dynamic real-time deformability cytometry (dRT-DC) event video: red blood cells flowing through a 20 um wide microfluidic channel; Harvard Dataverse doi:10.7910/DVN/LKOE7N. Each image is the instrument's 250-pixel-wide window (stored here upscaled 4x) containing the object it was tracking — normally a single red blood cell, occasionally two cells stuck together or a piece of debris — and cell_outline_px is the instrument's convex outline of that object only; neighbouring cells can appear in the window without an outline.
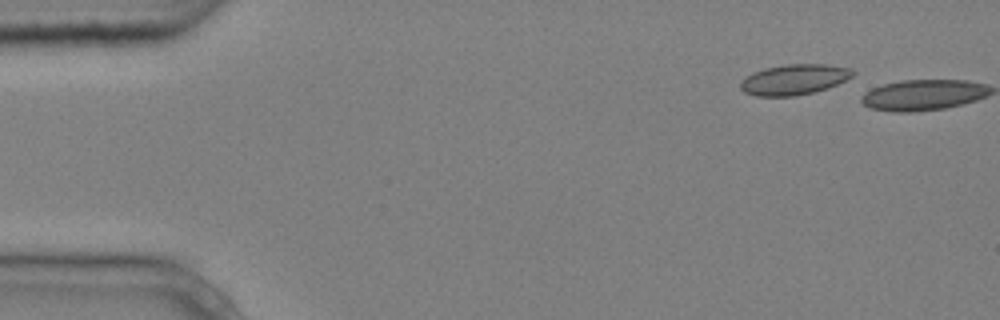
{"species": "common noctule bat (a hibernating species)", "species_latin": "Nyctalus noctula", "temperature_condition": "cold", "stored_images_in_passage": 2, "camera_frame_rate_fps": 3000, "um_per_image_px": 0.085, "animal": {"sex": "male", "body_mass_g": 20.4}, "frame": {"image": 1, "passage_image": 1, "time_ms": 0.0, "image_size_px": [1000, 320], "cell_outline_px": [[856, 72], [852, 76], [828, 88], [796, 96], [756, 96], [744, 92], [740, 88], [740, 80], [752, 72], [764, 68], [784, 64], [824, 64], [852, 68]], "centroid_in_image_um": [67.47, 6.75], "position_along_channel_um": 17.5, "area_um2": 20.06}}